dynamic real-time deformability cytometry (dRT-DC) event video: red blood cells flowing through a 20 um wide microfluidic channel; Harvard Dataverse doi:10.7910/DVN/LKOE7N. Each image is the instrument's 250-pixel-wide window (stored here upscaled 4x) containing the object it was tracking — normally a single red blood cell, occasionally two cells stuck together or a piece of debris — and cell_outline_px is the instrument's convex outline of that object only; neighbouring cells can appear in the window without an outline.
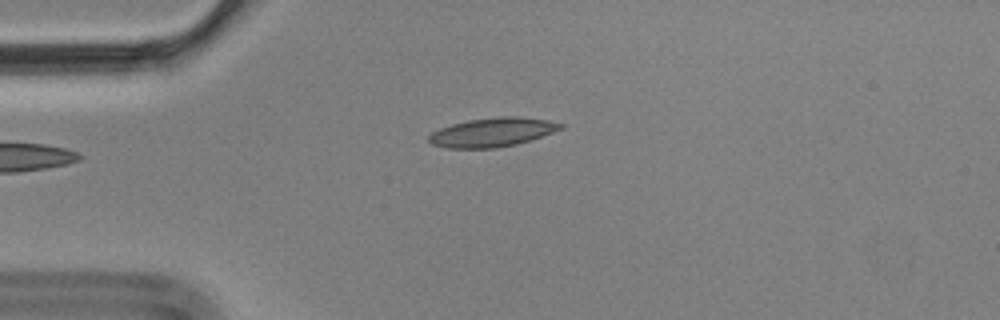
{"species": "Egyptian fruit bat (a non-hibernating species)", "species_latin": "Rousettus aegyptiacus", "temperature_condition": "cold", "stored_images_in_passage": 4, "camera_frame_rate_fps": 3000, "um_per_image_px": 0.085, "animal": {"sex": "male"}, "frame": {"image": 1, "passage_image": 4, "time_ms": 1.0, "image_size_px": [1000, 320], "cell_outline_px": [[564, 128], [516, 144], [496, 148], [448, 148], [432, 144], [428, 140], [428, 136], [432, 132], [440, 128], [452, 124], [468, 120], [496, 116], [516, 116], [548, 120], [564, 124]], "centroid_in_image_um": [41.83, 11.23], "position_along_channel_um": 43.2, "area_um2": 22.14}}